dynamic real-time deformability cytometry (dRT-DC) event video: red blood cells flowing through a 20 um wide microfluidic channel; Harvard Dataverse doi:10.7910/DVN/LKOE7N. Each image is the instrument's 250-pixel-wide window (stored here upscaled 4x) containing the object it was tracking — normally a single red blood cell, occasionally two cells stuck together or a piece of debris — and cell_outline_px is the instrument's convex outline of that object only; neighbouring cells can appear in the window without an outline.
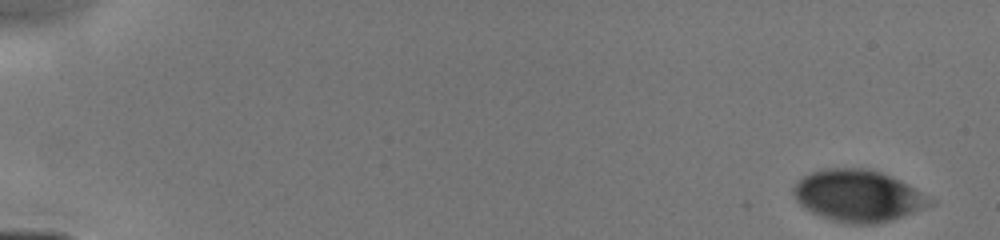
{"species": "human", "species_latin": "Homo sapiens", "temperature_condition": "cold", "stored_images_in_passage": 15, "camera_frame_rate_fps": 3000, "um_per_image_px": 0.085, "donor": {"sex": "male"}, "frame": {"image": 1, "passage_image": 1, "time_ms": 0.0, "image_size_px": [1000, 240], "cell_outline_px": [[936, 204], [904, 216], [892, 220], [876, 224], [844, 224], [820, 216], [804, 208], [796, 200], [792, 188], [804, 176], [812, 172], [824, 168], [864, 168], [880, 172], [892, 176], [908, 184], [936, 200]], "centroid_in_image_um": [72.98, 16.66], "position_along_channel_um": 12.0, "area_um2": 41.44}}
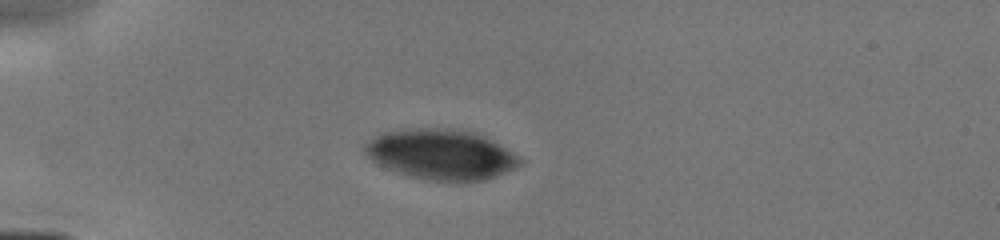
{"frame": {"image": 2, "passage_image": 9, "time_ms": 4.0, "image_size_px": [1000, 240], "cell_outline_px": [[524, 160], [516, 168], [496, 176], [484, 180], [428, 180], [408, 176], [388, 168], [372, 160], [368, 156], [364, 148], [364, 144], [380, 132], [408, 128], [452, 128], [476, 132], [492, 140], [512, 152]], "centroid_in_image_um": [37.49, 13.1], "position_along_channel_um": 47.5, "area_um2": 45.26}}
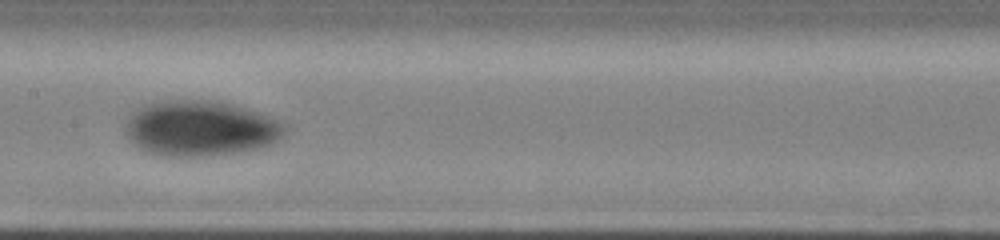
{"frame": {"image": 3, "passage_image": 14, "time_ms": 8.0, "image_size_px": [1000, 240], "cell_outline_px": [[284, 136], [260, 148], [236, 152], [204, 156], [160, 156], [144, 152], [124, 132], [124, 128], [128, 116], [140, 108], [148, 104], [168, 100], [208, 100], [228, 104], [244, 108], [256, 112], [276, 120], [284, 124]], "centroid_in_image_um": [16.97, 10.93], "position_along_channel_um": 190.4, "area_um2": 50.81}}